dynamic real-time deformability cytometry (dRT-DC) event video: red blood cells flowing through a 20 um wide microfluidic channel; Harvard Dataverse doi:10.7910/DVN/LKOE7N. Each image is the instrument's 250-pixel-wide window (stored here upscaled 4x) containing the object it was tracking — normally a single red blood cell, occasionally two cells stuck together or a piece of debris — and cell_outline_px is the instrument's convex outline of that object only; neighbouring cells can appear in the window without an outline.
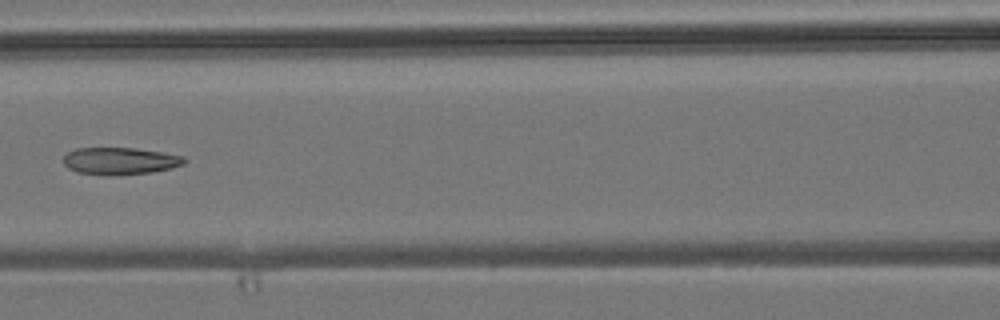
{"species": "common noctule bat (a hibernating species)", "species_latin": "Nyctalus noctula", "temperature_condition": "room temperature", "stored_images_in_passage": 6, "camera_frame_rate_fps": 3000, "um_per_image_px": 0.085, "animal": {"sex": "male", "body_mass_g": 19.2, "forearm_length_mm": 51.8}, "frame": {"image": 1, "passage_image": 5, "time_ms": 5.333, "image_size_px": [1000, 320], "cell_outline_px": [[188, 160], [184, 164], [172, 168], [152, 172], [108, 176], [76, 172], [68, 168], [64, 164], [64, 156], [68, 152], [76, 148], [136, 148], [164, 152], [184, 156]], "centroid_in_image_um": [10.23, 13.68], "position_along_channel_um": 156.4, "area_um2": 19.36}}
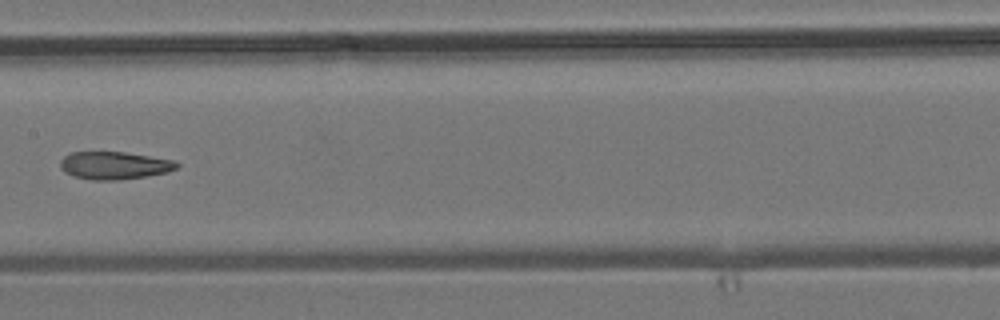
{"frame": {"image": 2, "passage_image": 6, "time_ms": 6.333, "image_size_px": [1000, 320], "cell_outline_px": [[180, 164], [176, 168], [168, 172], [120, 180], [92, 180], [76, 176], [64, 172], [60, 168], [60, 160], [64, 156], [72, 152], [124, 152], [176, 160]], "centroid_in_image_um": [9.73, 14.06], "position_along_channel_um": 197.7, "area_um2": 18.79}}